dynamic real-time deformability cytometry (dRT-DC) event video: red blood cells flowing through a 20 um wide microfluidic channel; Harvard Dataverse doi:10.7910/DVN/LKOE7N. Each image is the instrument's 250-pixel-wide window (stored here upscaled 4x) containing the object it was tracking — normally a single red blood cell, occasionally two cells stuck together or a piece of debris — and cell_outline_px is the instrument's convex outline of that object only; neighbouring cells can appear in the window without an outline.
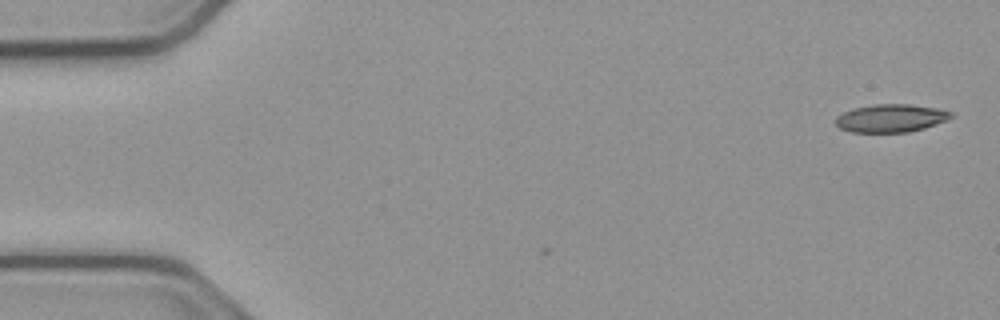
{"species": "common noctule bat (a hibernating species)", "species_latin": "Nyctalus noctula", "temperature_condition": "cold", "stored_images_in_passage": 2, "camera_frame_rate_fps": 3000, "um_per_image_px": 0.085, "animal": {"sex": "male", "body_mass_g": 23.1, "forearm_length_mm": 52.7}, "frame": {"image": 1, "passage_image": 2, "time_ms": 0.333, "image_size_px": [1000, 320], "cell_outline_px": [[956, 116], [948, 120], [924, 128], [908, 132], [852, 132], [840, 128], [836, 124], [836, 116], [852, 108], [872, 104], [908, 104], [936, 108], [952, 112]], "centroid_in_image_um": [75.74, 10.04], "position_along_channel_um": 9.3, "area_um2": 18.9}}